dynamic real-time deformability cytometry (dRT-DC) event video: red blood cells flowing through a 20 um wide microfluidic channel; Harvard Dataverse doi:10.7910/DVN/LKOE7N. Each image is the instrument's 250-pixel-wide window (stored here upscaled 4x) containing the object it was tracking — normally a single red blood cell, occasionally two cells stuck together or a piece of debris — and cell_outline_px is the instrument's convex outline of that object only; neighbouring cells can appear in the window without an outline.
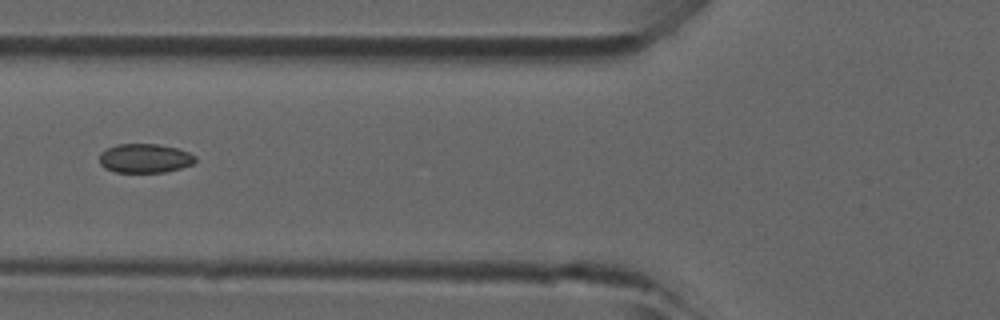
{"species": "common noctule bat (a hibernating species)", "species_latin": "Nyctalus noctula", "temperature_condition": "room temperature", "stored_images_in_passage": 32, "camera_frame_rate_fps": 3000, "um_per_image_px": 0.085, "animal": {"sex": "male", "forearm_length_mm": 52.5}, "frame": {"image": 1, "passage_image": 5, "time_ms": 1.333, "image_size_px": [1000, 320], "cell_outline_px": [[196, 160], [192, 164], [180, 168], [164, 172], [116, 172], [104, 168], [100, 164], [100, 152], [116, 144], [156, 144], [176, 148], [188, 152], [196, 156]], "centroid_in_image_um": [12.29, 13.45], "position_along_channel_um": 113.5, "area_um2": 16.18}}
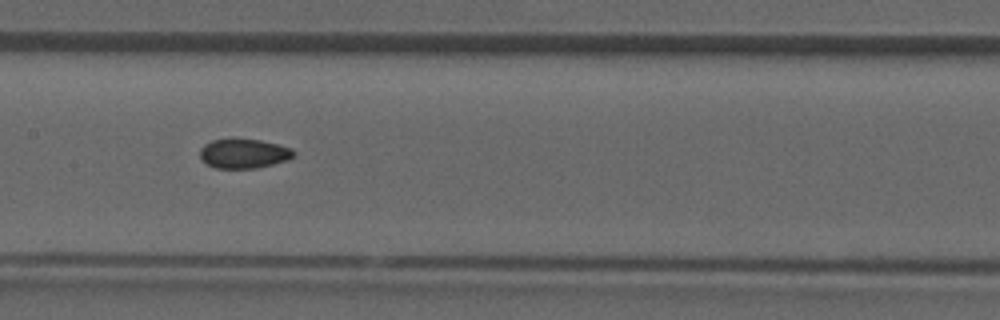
{"frame": {"image": 2, "passage_image": 10, "time_ms": 3.0, "image_size_px": [1000, 320], "cell_outline_px": [[296, 156], [288, 160], [256, 168], [216, 168], [208, 164], [200, 156], [200, 148], [204, 144], [212, 140], [232, 136], [260, 140], [292, 148], [296, 152]], "centroid_in_image_um": [20.73, 13.01], "position_along_channel_um": 186.7, "area_um2": 16.53}}